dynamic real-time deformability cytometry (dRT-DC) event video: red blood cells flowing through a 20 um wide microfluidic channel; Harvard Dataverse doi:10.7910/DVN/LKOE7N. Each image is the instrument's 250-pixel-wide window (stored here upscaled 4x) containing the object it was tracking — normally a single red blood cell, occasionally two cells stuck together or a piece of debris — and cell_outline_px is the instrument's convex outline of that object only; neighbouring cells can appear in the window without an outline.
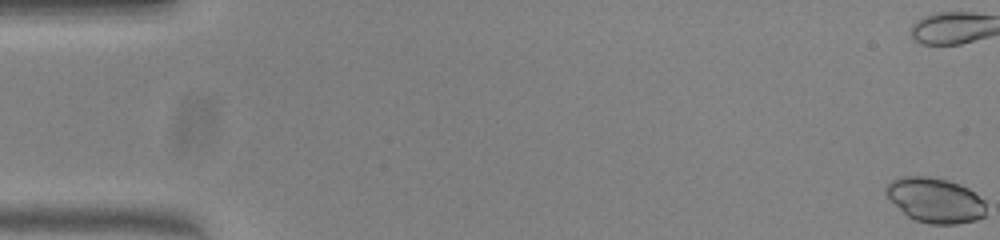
{"species": "common noctule bat (a hibernating species)", "species_latin": "Nyctalus noctula", "temperature_condition": "warm", "stored_images_in_passage": 52, "camera_frame_rate_fps": 3000, "um_per_image_px": 0.085, "animal": {"sex": "female", "body_mass_g": 23.0, "forearm_length_mm": 53.4}, "frame": {"image": 1, "passage_image": 1, "time_ms": 0.0, "image_size_px": [1000, 240], "cell_outline_px": [[984, 216], [976, 220], [956, 224], [928, 224], [916, 220], [908, 216], [884, 192], [884, 188], [892, 180], [900, 176], [928, 176], [948, 180], [960, 184], [968, 188], [984, 200]], "centroid_in_image_um": [79.49, 17.0], "position_along_channel_um": 5.5, "area_um2": 26.01}}